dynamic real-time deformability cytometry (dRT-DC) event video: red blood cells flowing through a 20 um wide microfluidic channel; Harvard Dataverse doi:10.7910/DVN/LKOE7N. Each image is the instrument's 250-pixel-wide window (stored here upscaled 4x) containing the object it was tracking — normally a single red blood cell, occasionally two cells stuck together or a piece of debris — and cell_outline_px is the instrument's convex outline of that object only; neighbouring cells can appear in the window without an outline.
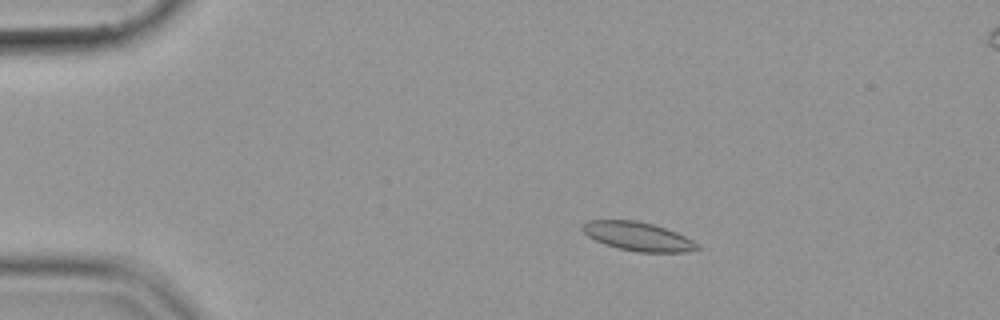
{"species": "common noctule bat (a hibernating species)", "species_latin": "Nyctalus noctula", "temperature_condition": "cold", "stored_images_in_passage": 46, "camera_frame_rate_fps": 3000, "um_per_image_px": 0.085, "animal": {"sex": "female", "body_mass_g": 19.9}, "frame": {"image": 1, "passage_image": 1, "time_ms": 0.0, "image_size_px": [1000, 320], "cell_outline_px": [[700, 248], [688, 252], [636, 252], [616, 248], [604, 244], [588, 236], [580, 228], [580, 224], [588, 220], [636, 220], [652, 224], [676, 232], [700, 244]], "centroid_in_image_um": [54.2, 20.1], "position_along_channel_um": 30.8, "area_um2": 19.36}}
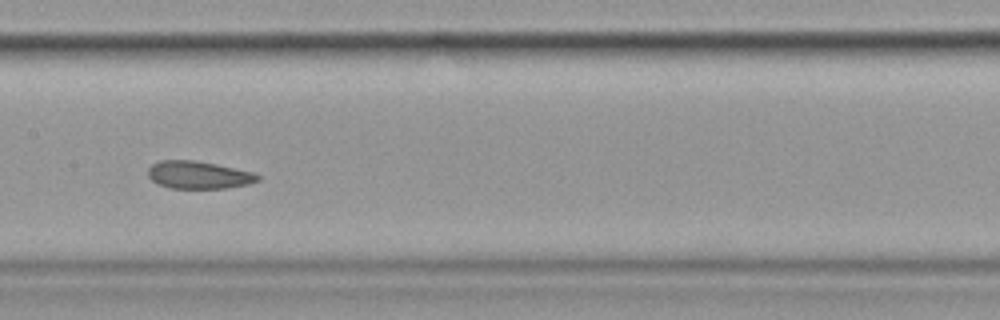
{"frame": {"image": 2, "passage_image": 19, "time_ms": 6.0, "image_size_px": [1000, 320], "cell_outline_px": [[260, 180], [248, 184], [228, 188], [168, 188], [156, 184], [148, 176], [148, 168], [152, 164], [160, 160], [196, 160], [216, 164], [252, 172], [260, 176]], "centroid_in_image_um": [16.85, 14.87], "position_along_channel_um": 190.6, "area_um2": 17.74}}
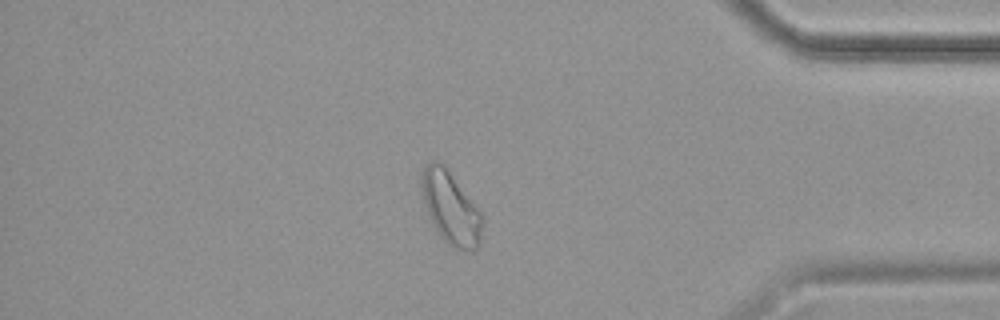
{"frame": {"image": 3, "passage_image": 38, "time_ms": 12.333, "image_size_px": [1000, 320], "cell_outline_px": [[480, 240], [476, 248], [472, 252], [460, 252], [448, 244], [436, 232], [428, 216], [420, 196], [420, 176], [424, 168], [432, 160], [436, 160], [444, 164], [448, 168], [480, 212]], "centroid_in_image_um": [38.23, 17.67], "position_along_channel_um": 397.0, "area_um2": 25.95}}